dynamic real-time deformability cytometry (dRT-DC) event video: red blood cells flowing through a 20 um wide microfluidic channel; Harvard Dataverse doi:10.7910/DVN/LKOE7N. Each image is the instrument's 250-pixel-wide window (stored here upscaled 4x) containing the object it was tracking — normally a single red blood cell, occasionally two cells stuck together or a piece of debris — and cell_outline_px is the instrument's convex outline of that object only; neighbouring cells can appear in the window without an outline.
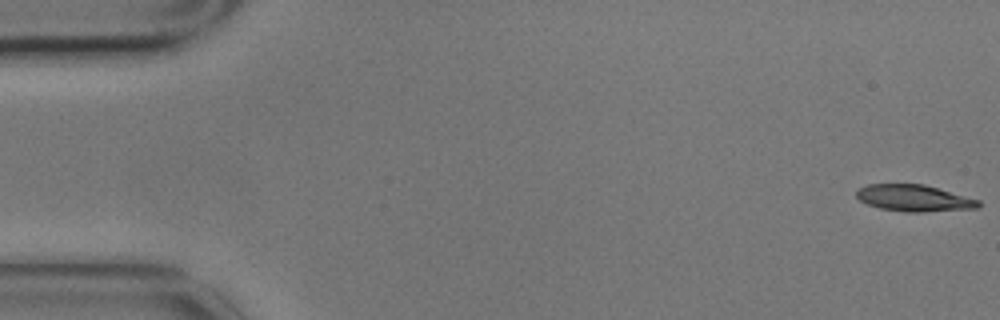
{"species": "common noctule bat (a hibernating species)", "species_latin": "Nyctalus noctula", "temperature_condition": "cold", "stored_images_in_passage": 5, "camera_frame_rate_fps": 3000, "um_per_image_px": 0.085, "animal": {"sex": "male", "body_mass_g": 17.9}, "frame": {"image": 1, "passage_image": 1, "time_ms": 0.0, "image_size_px": [1000, 320], "cell_outline_px": [[980, 208], [920, 212], [908, 212], [880, 208], [868, 204], [860, 200], [856, 196], [856, 192], [860, 188], [868, 184], [924, 184], [980, 200]], "centroid_in_image_um": [77.72, 16.84], "position_along_channel_um": 7.3, "area_um2": 18.79}}
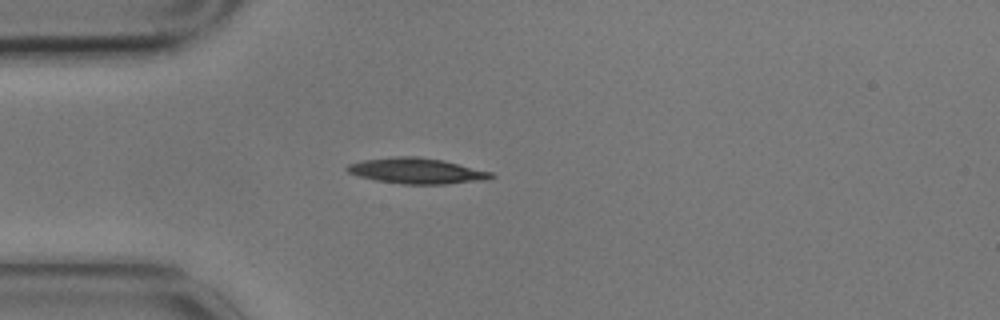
{"frame": {"image": 2, "passage_image": 5, "time_ms": 1.333, "image_size_px": [1000, 320], "cell_outline_px": [[496, 176], [488, 180], [444, 184], [404, 184], [376, 180], [360, 176], [348, 172], [344, 168], [348, 164], [360, 160], [400, 156], [416, 156], [444, 160], [492, 172]], "centroid_in_image_um": [35.44, 14.52], "position_along_channel_um": 49.6, "area_um2": 21.62}}